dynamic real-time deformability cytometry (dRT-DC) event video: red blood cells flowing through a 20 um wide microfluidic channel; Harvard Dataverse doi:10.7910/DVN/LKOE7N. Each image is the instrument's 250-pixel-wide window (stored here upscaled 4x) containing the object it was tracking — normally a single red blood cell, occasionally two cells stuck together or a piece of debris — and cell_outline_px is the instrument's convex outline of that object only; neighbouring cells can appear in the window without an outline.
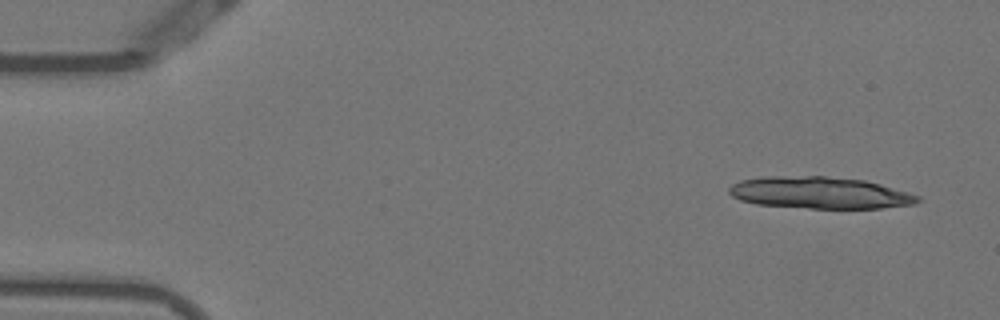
{"species": "Egyptian fruit bat (a non-hibernating species)", "species_latin": "Rousettus aegyptiacus", "temperature_condition": "warm", "stored_images_in_passage": 18, "camera_frame_rate_fps": 3000, "um_per_image_px": 0.085, "animal": {"sex": "female"}, "frame": {"image": 1, "passage_image": 3, "time_ms": 0.667, "image_size_px": [1000, 320], "cell_outline_px": [[920, 200], [916, 204], [880, 208], [808, 208], [756, 204], [740, 200], [732, 196], [728, 192], [728, 188], [732, 184], [740, 180], [760, 176], [824, 176], [864, 180], [880, 184], [908, 192], [920, 196]], "centroid_in_image_um": [69.65, 16.38], "position_along_channel_um": 15.4, "area_um2": 35.08}}